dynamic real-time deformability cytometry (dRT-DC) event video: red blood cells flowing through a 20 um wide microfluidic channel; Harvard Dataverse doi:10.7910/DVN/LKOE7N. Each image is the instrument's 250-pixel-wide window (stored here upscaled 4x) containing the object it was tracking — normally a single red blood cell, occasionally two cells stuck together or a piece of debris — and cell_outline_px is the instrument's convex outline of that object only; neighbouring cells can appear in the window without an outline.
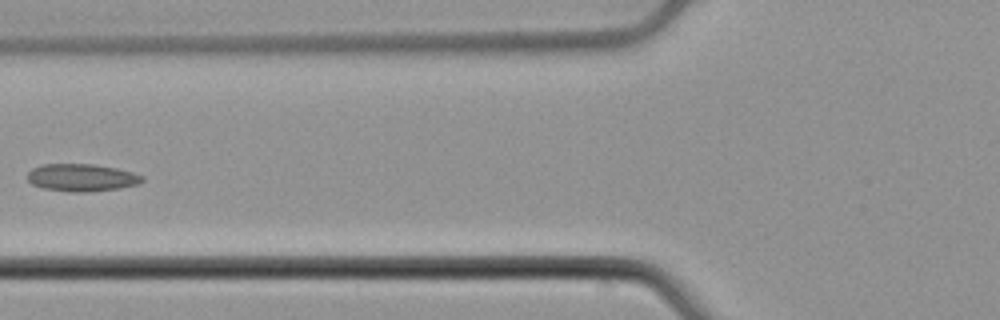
{"species": "common noctule bat (a hibernating species)", "species_latin": "Nyctalus noctula", "temperature_condition": "cold", "stored_images_in_passage": 5, "camera_frame_rate_fps": 3000, "um_per_image_px": 0.085, "animal": {"sex": "male", "body_mass_g": 21.5, "forearm_length_mm": 52.0}, "frame": {"image": 1, "passage_image": 5, "time_ms": 1.333, "image_size_px": [1000, 320], "cell_outline_px": [[144, 180], [140, 184], [120, 188], [88, 192], [72, 192], [44, 188], [32, 184], [28, 180], [28, 172], [32, 168], [40, 164], [92, 164], [116, 168], [132, 172], [144, 176]], "centroid_in_image_um": [6.96, 15.09], "position_along_channel_um": 118.8, "area_um2": 18.44}}